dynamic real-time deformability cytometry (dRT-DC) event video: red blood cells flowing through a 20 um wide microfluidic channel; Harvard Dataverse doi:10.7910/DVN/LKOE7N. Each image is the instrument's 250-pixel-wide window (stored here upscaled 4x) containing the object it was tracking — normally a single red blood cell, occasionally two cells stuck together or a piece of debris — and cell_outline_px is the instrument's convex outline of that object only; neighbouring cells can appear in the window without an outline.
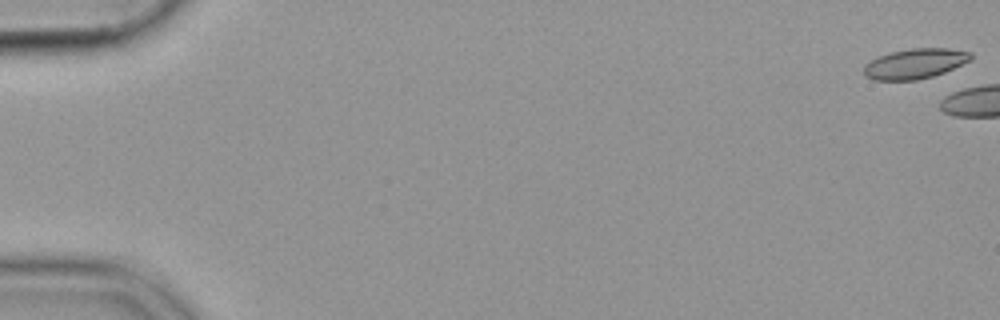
{"species": "common noctule bat (a hibernating species)", "species_latin": "Nyctalus noctula", "temperature_condition": "cold", "stored_images_in_passage": 8, "camera_frame_rate_fps": 3000, "um_per_image_px": 0.085, "animal": {"sex": "female", "body_mass_g": 19.9}, "frame": {"image": 1, "passage_image": 1, "time_ms": 0.0, "image_size_px": [1000, 320], "cell_outline_px": [[972, 60], [944, 72], [932, 76], [916, 80], [872, 80], [864, 76], [864, 64], [880, 56], [892, 52], [912, 48], [948, 48], [972, 52]], "centroid_in_image_um": [77.78, 5.41], "position_along_channel_um": 7.2, "area_um2": 18.73}}